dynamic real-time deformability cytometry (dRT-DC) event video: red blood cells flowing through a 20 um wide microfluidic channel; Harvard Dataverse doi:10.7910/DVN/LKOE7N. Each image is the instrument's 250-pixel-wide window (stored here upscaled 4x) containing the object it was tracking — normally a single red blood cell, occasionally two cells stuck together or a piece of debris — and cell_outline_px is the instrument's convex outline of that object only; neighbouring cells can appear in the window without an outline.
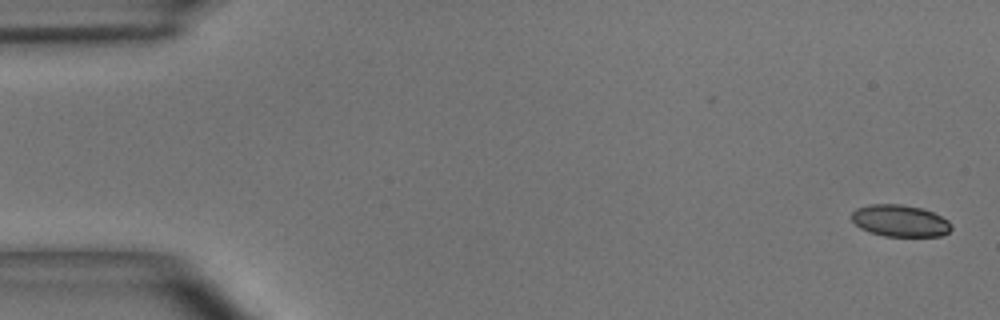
{"species": "common noctule bat (a hibernating species)", "species_latin": "Nyctalus noctula", "temperature_condition": "room temperature", "stored_images_in_passage": 50, "camera_frame_rate_fps": 3000, "um_per_image_px": 0.085, "animal": {"sex": "male", "body_mass_g": 15.6}, "frame": {"image": 1, "passage_image": 1, "time_ms": 0.0, "image_size_px": [1000, 320], "cell_outline_px": [[952, 228], [948, 232], [940, 236], [884, 236], [868, 232], [860, 228], [852, 220], [852, 212], [856, 208], [872, 204], [900, 204], [924, 208], [948, 220], [952, 224]], "centroid_in_image_um": [76.5, 18.76], "position_along_channel_um": 8.5, "area_um2": 18.55}}
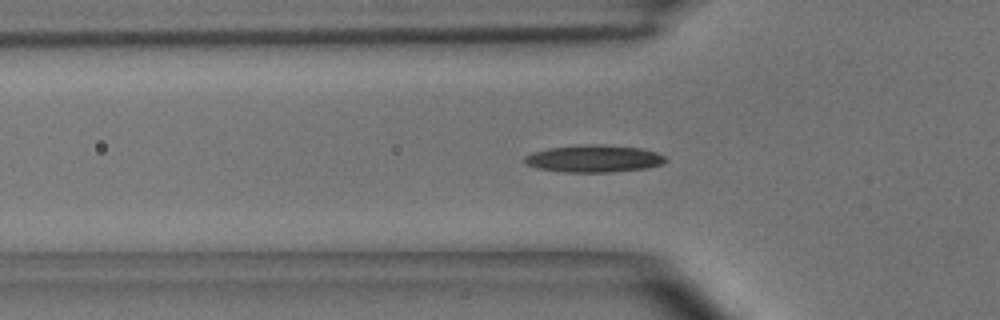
{"frame": {"image": 2, "passage_image": 16, "time_ms": 5.0, "image_size_px": [1000, 320], "cell_outline_px": [[668, 160], [664, 164], [648, 168], [608, 172], [564, 172], [536, 168], [524, 164], [524, 156], [532, 152], [548, 148], [580, 144], [604, 144], [644, 148], [656, 152], [664, 156]], "centroid_in_image_um": [50.48, 13.47], "position_along_channel_um": 75.3, "area_um2": 22.83}}
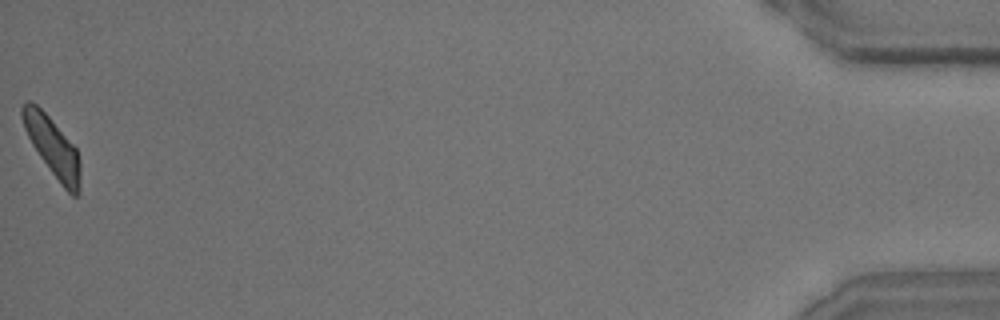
{"frame": {"image": 3, "passage_image": 50, "time_ms": 16.333, "image_size_px": [1000, 320], "cell_outline_px": [[80, 192], [76, 196], [72, 196], [64, 188], [40, 156], [32, 144], [24, 128], [20, 116], [20, 108], [28, 100], [36, 104], [48, 116], [76, 148], [80, 160]], "centroid_in_image_um": [4.46, 12.48], "position_along_channel_um": 430.7, "area_um2": 19.65}, "authors_computed_cell_mechanics": {"area_um2": 20.4034, "velocity_mm_per_s": 3.9769, "shape_relaxation_time_tau1_ms": 4.8493, "shape_relaxation_time_tau2_ms": 4.1193, "deformation_change_tau1": 0.1678, "deformation_change_tau2": 0.1369}}